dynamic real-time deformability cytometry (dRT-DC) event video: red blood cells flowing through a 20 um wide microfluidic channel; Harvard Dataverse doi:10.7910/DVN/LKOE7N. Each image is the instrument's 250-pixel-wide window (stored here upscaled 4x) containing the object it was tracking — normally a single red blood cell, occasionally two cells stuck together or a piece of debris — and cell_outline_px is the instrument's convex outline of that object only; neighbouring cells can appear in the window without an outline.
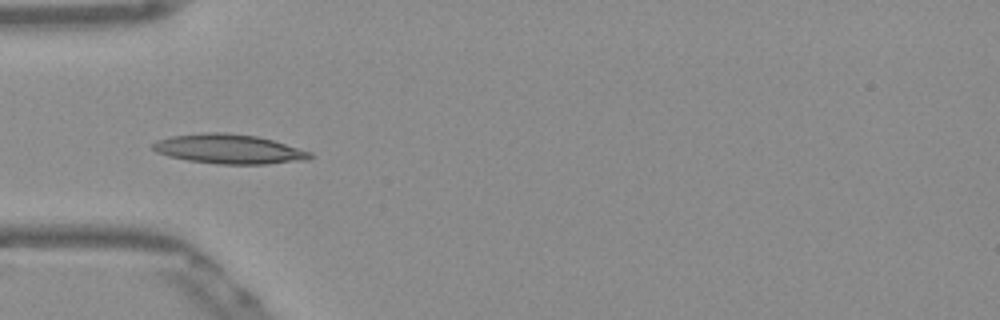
{"species": "Egyptian fruit bat (a non-hibernating species)", "species_latin": "Rousettus aegyptiacus", "temperature_condition": "warm", "stored_images_in_passage": 37, "camera_frame_rate_fps": 3000, "um_per_image_px": 0.085, "frame": {"image": 1, "passage_image": 1, "time_ms": 0.0, "image_size_px": [1000, 320], "cell_outline_px": [[316, 156], [308, 160], [268, 164], [216, 164], [188, 160], [168, 156], [156, 152], [152, 148], [152, 144], [156, 140], [172, 136], [208, 132], [224, 132], [256, 136], [272, 140], [312, 152]], "centroid_in_image_um": [19.49, 12.67], "position_along_channel_um": 65.5, "area_um2": 27.11}}
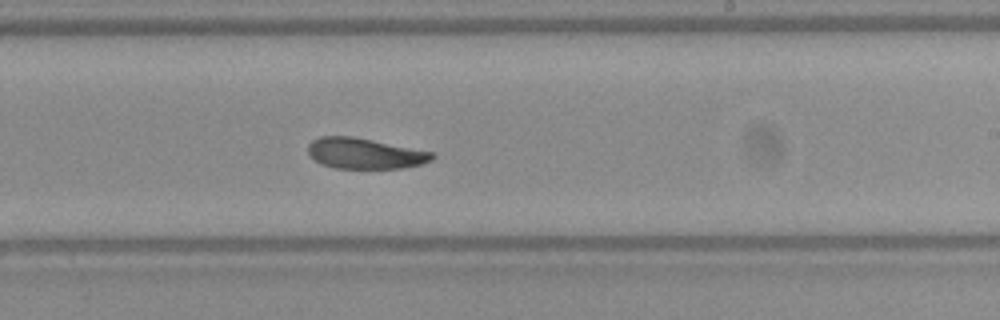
{"frame": {"image": 2, "passage_image": 16, "time_ms": 5.0, "image_size_px": [1000, 320], "cell_outline_px": [[436, 156], [432, 160], [420, 164], [404, 168], [336, 168], [320, 164], [308, 152], [308, 144], [312, 140], [320, 136], [352, 136], [432, 152]], "centroid_in_image_um": [30.99, 13.04], "position_along_channel_um": 258.0, "area_um2": 22.02}}
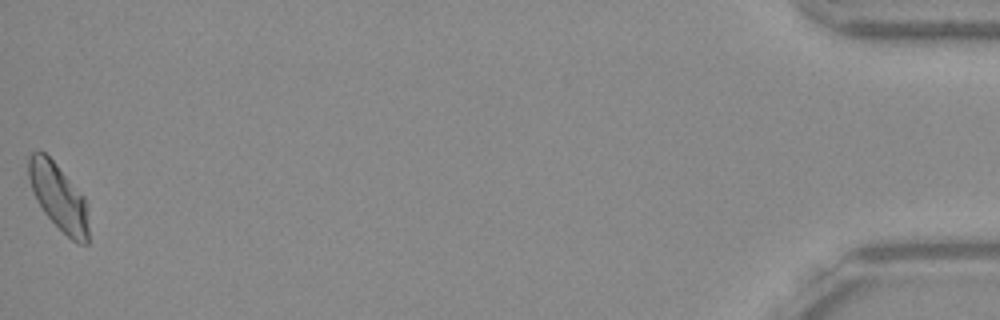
{"frame": {"image": 3, "passage_image": 37, "time_ms": 12.0, "image_size_px": [1000, 320], "cell_outline_px": [[88, 244], [80, 244], [72, 240], [44, 212], [36, 200], [28, 176], [28, 156], [32, 152], [44, 152], [56, 164], [84, 196], [88, 204]], "centroid_in_image_um": [5.0, 16.75], "position_along_channel_um": 430.2, "area_um2": 23.06}, "authors_computed_cell_mechanics": {"area_um2": 23.2356, "velocity_mm_per_s": 3.8456, "shape_relaxation_time_tau1_ms": null, "shape_relaxation_time_tau2_ms": 9.6354, "deformation_change_tau1": null, "deformation_change_tau2": 0.1591}}